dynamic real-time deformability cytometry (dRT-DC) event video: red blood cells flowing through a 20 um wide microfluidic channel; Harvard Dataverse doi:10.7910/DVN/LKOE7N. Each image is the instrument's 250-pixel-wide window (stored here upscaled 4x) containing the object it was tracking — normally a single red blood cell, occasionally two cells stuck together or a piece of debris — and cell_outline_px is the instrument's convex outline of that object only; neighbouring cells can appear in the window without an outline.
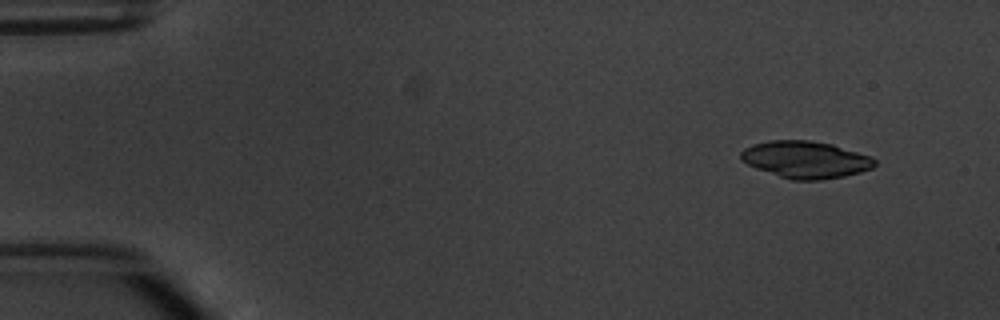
{"species": "common noctule bat (a hibernating species)", "species_latin": "Nyctalus noctula", "temperature_condition": "warm", "stored_images_in_passage": 5, "camera_frame_rate_fps": 3000, "um_per_image_px": 0.085, "animal": {"sex": "male", "body_mass_g": 20.1, "forearm_length_mm": 53.5}, "frame": {"image": 1, "passage_image": 2, "time_ms": 1.333, "image_size_px": [1000, 320], "cell_outline_px": [[876, 164], [872, 168], [860, 172], [844, 176], [820, 180], [792, 180], [756, 168], [740, 160], [740, 152], [744, 148], [752, 144], [768, 140], [808, 140], [832, 144], [872, 156], [876, 160]], "centroid_in_image_um": [68.47, 13.56], "position_along_channel_um": 16.5, "area_um2": 28.96}}